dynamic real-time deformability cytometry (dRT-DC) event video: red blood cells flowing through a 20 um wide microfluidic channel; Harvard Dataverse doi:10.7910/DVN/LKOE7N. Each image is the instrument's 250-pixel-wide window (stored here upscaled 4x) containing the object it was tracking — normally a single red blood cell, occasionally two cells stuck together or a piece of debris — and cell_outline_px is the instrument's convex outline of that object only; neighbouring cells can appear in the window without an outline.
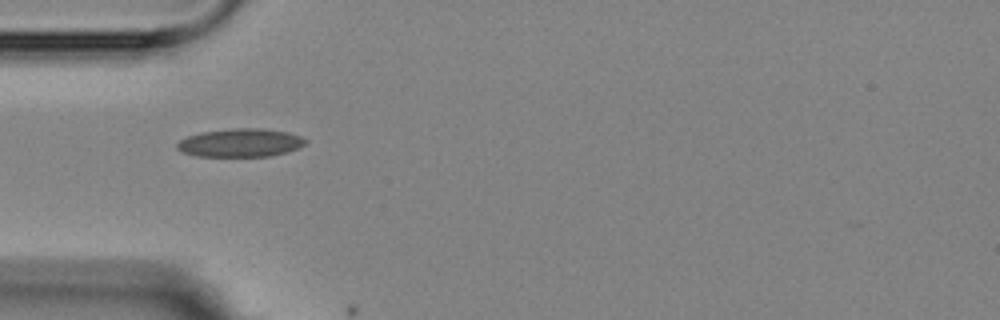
{"species": "Egyptian fruit bat (a non-hibernating species)", "species_latin": "Rousettus aegyptiacus", "temperature_condition": "room temperature", "stored_images_in_passage": 2, "camera_frame_rate_fps": 3000, "um_per_image_px": 0.085, "animal": {"sex": "female"}, "frame": {"image": 1, "passage_image": 1, "time_ms": 0.0, "image_size_px": [1000, 320], "cell_outline_px": [[308, 140], [304, 144], [296, 148], [284, 152], [268, 156], [196, 156], [180, 152], [176, 148], [176, 144], [180, 140], [188, 136], [200, 132], [232, 128], [264, 128], [288, 132], [300, 136]], "centroid_in_image_um": [20.38, 12.12], "position_along_channel_um": 64.6, "area_um2": 21.15}}